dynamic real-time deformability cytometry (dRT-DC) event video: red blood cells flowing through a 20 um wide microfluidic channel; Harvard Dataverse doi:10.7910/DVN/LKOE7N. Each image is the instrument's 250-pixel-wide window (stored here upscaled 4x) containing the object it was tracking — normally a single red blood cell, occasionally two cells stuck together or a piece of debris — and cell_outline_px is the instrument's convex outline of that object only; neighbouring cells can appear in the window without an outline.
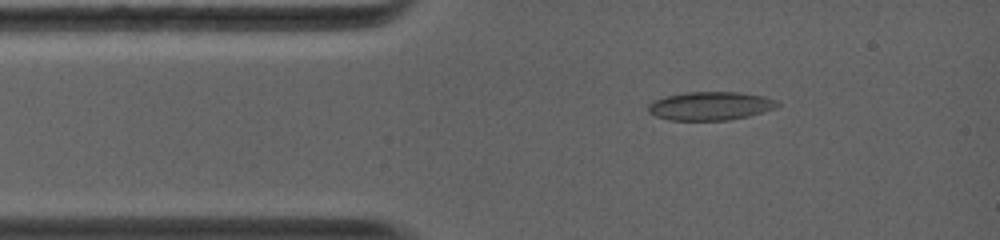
{"species": "common noctule bat (a hibernating species)", "species_latin": "Nyctalus noctula", "temperature_condition": "warm", "stored_images_in_passage": 3, "camera_frame_rate_fps": 5000, "um_per_image_px": 0.085, "animal": {"sex": "female", "body_mass_g": 19.0, "forearm_length_mm": 56.7}, "frame": {"image": 1, "passage_image": 2, "time_ms": 1.2, "image_size_px": [1000, 240], "cell_outline_px": [[780, 104], [776, 108], [748, 116], [728, 120], [668, 120], [656, 116], [648, 112], [648, 104], [652, 100], [664, 96], [684, 92], [740, 92], [764, 96], [780, 100]], "centroid_in_image_um": [60.38, 8.99], "position_along_channel_um": 24.6, "area_um2": 21.73}}